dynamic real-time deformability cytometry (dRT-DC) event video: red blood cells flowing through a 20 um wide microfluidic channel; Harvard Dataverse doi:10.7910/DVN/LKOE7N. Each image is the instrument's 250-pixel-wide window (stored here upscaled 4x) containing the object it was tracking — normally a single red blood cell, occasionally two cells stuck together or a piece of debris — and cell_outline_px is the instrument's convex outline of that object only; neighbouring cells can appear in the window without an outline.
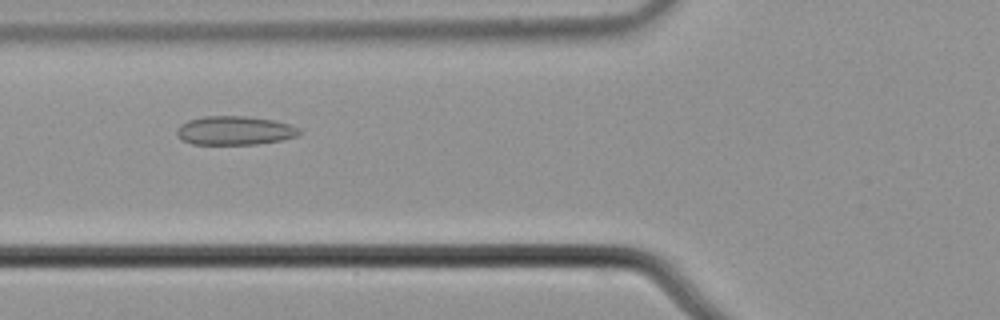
{"species": "common noctule bat (a hibernating species)", "species_latin": "Nyctalus noctula", "temperature_condition": "cold", "stored_images_in_passage": 4, "camera_frame_rate_fps": 3000, "um_per_image_px": 0.085, "animal": {"sex": "male", "body_mass_g": 21.5, "forearm_length_mm": 52.0}, "frame": {"image": 1, "passage_image": 4, "time_ms": 1.0, "image_size_px": [1000, 320], "cell_outline_px": [[304, 132], [296, 136], [280, 140], [256, 144], [192, 144], [184, 140], [176, 132], [176, 128], [180, 124], [188, 120], [204, 116], [248, 116], [276, 120], [300, 128]], "centroid_in_image_um": [19.98, 11.08], "position_along_channel_um": 105.8, "area_um2": 20.63}}